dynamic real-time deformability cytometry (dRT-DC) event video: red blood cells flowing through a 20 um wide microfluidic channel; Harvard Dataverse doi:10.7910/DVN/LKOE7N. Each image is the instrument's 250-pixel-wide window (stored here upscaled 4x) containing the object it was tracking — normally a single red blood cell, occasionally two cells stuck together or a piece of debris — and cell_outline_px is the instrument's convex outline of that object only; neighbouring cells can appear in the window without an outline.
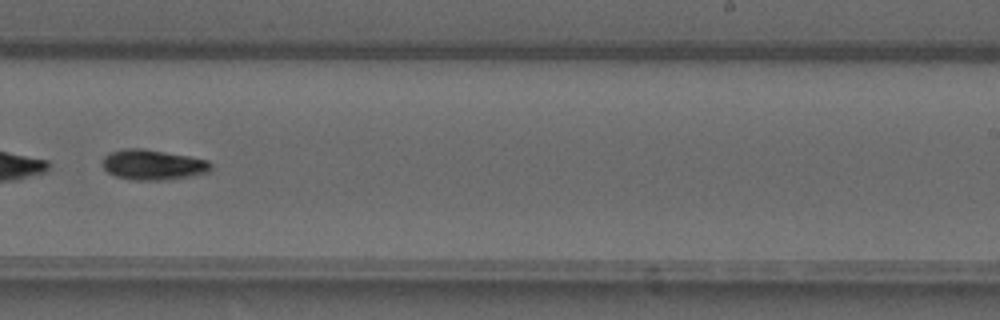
{"species": "common noctule bat (a hibernating species)", "species_latin": "Nyctalus noctula", "temperature_condition": "warm", "stored_images_in_passage": 44, "camera_frame_rate_fps": 3000, "um_per_image_px": 0.085, "animal": {"sex": "male", "forearm_length_mm": 52.5}, "frame": {"image": 1, "passage_image": 26, "time_ms": 8.333, "image_size_px": [1000, 320], "cell_outline_px": [[212, 168], [208, 172], [192, 176], [164, 180], [132, 180], [116, 176], [108, 172], [100, 164], [100, 160], [104, 156], [112, 152], [124, 148], [144, 148], [188, 156], [208, 160], [212, 164]], "centroid_in_image_um": [12.98, 14.0], "position_along_channel_um": 276.0, "area_um2": 19.31}}
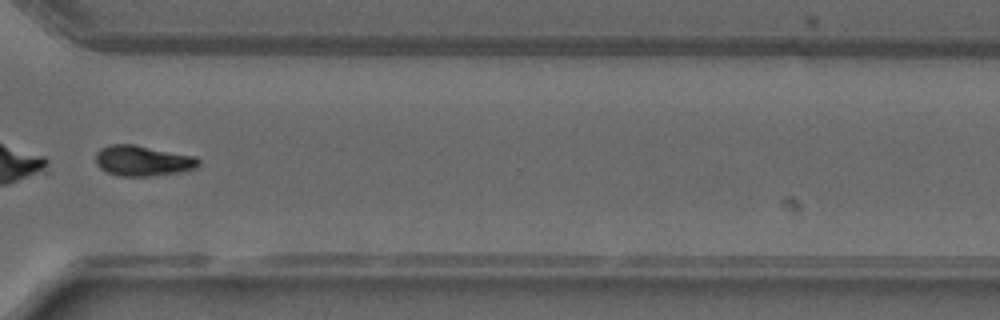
{"frame": {"image": 2, "passage_image": 32, "time_ms": 10.333, "image_size_px": [1000, 320], "cell_outline_px": [[200, 164], [196, 168], [180, 172], [152, 176], [120, 176], [108, 172], [100, 168], [96, 164], [96, 152], [100, 148], [108, 144], [132, 144], [196, 156], [200, 160]], "centroid_in_image_um": [12.14, 13.66], "position_along_channel_um": 358.5, "area_um2": 18.38}, "authors_computed_cell_mechanics": {"area_um2": 19.1029, "velocity_mm_per_s": 4.1123, "shape_relaxation_time_tau1_ms": 4.3587, "shape_relaxation_time_tau2_ms": null, "deformation_change_tau1": 0.1519, "deformation_change_tau2": null}}